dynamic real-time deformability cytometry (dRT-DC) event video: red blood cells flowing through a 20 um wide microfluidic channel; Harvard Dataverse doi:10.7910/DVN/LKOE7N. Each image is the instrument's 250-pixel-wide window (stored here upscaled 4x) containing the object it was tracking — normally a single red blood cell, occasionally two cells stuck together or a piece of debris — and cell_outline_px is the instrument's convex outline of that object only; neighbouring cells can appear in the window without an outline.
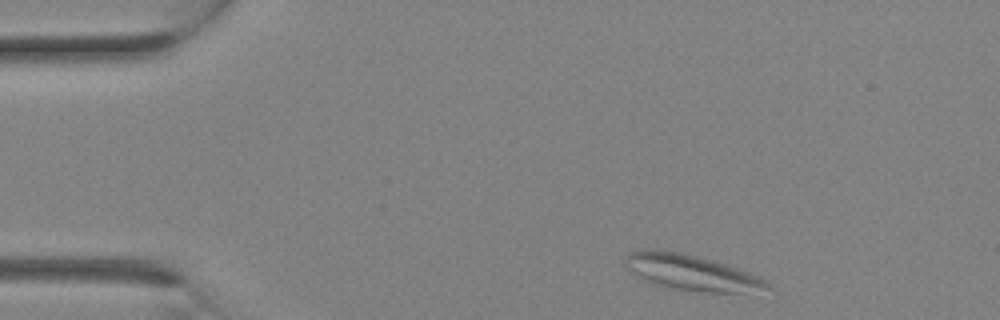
{"species": "Egyptian fruit bat (a non-hibernating species)", "species_latin": "Rousettus aegyptiacus", "temperature_condition": "room temperature", "stored_images_in_passage": 13, "camera_frame_rate_fps": 3000, "um_per_image_px": 0.085, "animal": {"sex": "female"}, "frame": {"image": 1, "passage_image": 1, "time_ms": 0.0, "image_size_px": [1000, 320], "cell_outline_px": [[776, 292], [708, 292], [664, 288], [640, 276], [628, 268], [624, 264], [624, 260], [632, 252], [644, 248], [656, 248], [680, 252], [712, 260], [748, 272], [768, 280], [776, 288]], "centroid_in_image_um": [58.91, 23.18], "position_along_channel_um": 26.1, "area_um2": 29.82}}
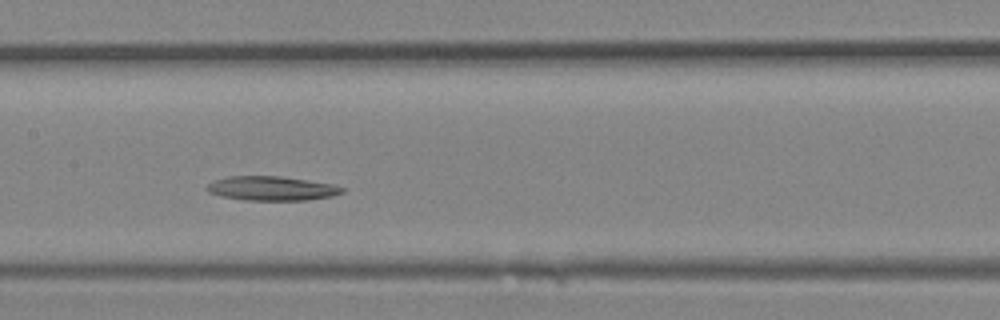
{"frame": {"image": 2, "passage_image": 10, "time_ms": 3.0, "image_size_px": [1000, 320], "cell_outline_px": [[344, 192], [332, 196], [308, 200], [248, 200], [220, 196], [208, 192], [204, 188], [208, 184], [216, 180], [228, 176], [280, 176], [308, 180], [332, 184], [344, 188]], "centroid_in_image_um": [23.08, 16.01], "position_along_channel_um": 184.3, "area_um2": 19.07}}
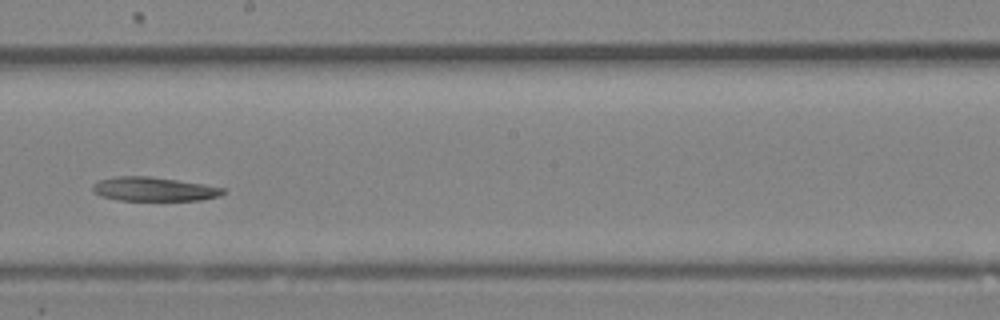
{"frame": {"image": 3, "passage_image": 12, "time_ms": 3.667, "image_size_px": [1000, 320], "cell_outline_px": [[224, 192], [220, 196], [200, 200], [120, 200], [100, 196], [92, 192], [92, 184], [100, 180], [116, 176], [152, 176], [204, 184], [224, 188]], "centroid_in_image_um": [13.05, 16.07], "position_along_channel_um": 235.2, "area_um2": 18.26}}